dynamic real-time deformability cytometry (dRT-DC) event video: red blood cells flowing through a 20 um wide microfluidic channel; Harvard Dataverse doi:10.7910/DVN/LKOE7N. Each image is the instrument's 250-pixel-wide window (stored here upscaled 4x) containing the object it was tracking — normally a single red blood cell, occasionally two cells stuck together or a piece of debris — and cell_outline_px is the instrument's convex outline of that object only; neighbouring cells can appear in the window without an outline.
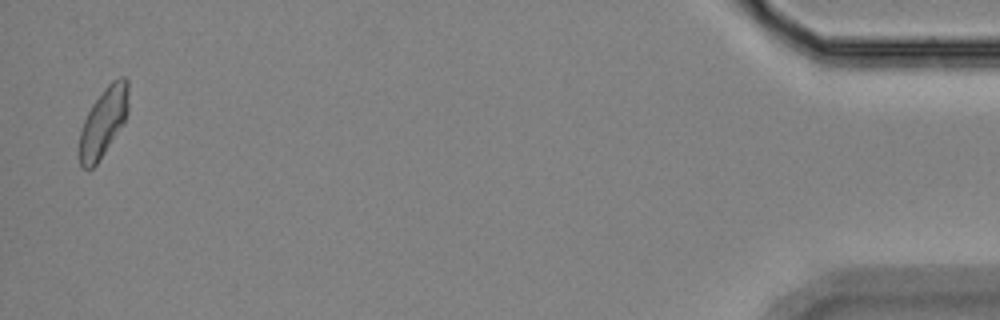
{"species": "Egyptian fruit bat (a non-hibernating species)", "species_latin": "Rousettus aegyptiacus", "temperature_condition": "room temperature", "stored_images_in_passage": 16, "camera_frame_rate_fps": 3000, "um_per_image_px": 0.085, "animal": {"sex": "female"}, "frame": {"image": 1, "passage_image": 16, "time_ms": 19.333, "image_size_px": [1000, 320], "cell_outline_px": [[128, 112], [124, 124], [96, 164], [92, 168], [80, 168], [76, 152], [76, 148], [80, 132], [84, 120], [92, 104], [104, 88], [112, 80], [120, 76], [124, 76], [128, 80]], "centroid_in_image_um": [8.75, 10.4], "position_along_channel_um": 426.4, "area_um2": 20.23}}